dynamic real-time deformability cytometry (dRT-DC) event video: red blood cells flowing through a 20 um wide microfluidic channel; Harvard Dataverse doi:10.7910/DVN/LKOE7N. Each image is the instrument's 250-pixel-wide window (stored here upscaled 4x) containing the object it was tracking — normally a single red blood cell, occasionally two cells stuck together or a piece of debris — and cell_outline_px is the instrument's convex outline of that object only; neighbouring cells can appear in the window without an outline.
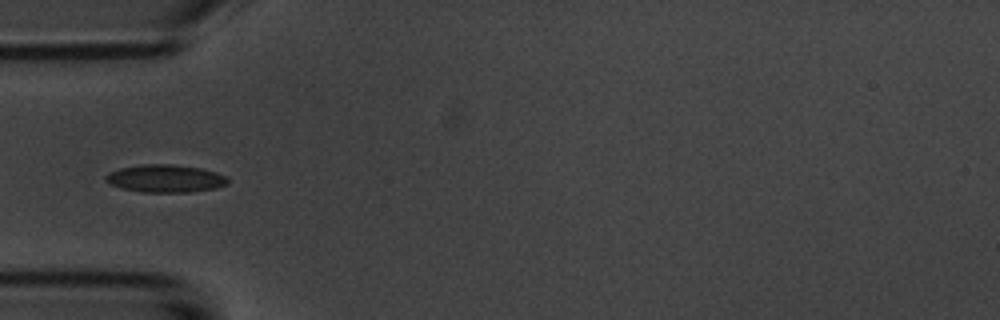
{"species": "common noctule bat (a hibernating species)", "species_latin": "Nyctalus noctula", "temperature_condition": "room temperature", "stored_images_in_passage": 10, "camera_frame_rate_fps": 3000, "um_per_image_px": 0.085, "animal": {"sex": "male", "body_mass_g": 20.1, "forearm_length_mm": 53.5}, "frame": {"image": 1, "passage_image": 6, "time_ms": 5.667, "image_size_px": [1000, 320], "cell_outline_px": [[228, 184], [216, 188], [188, 192], [140, 192], [108, 184], [104, 180], [104, 176], [108, 172], [120, 168], [140, 164], [172, 164], [200, 168], [216, 172], [224, 176], [228, 180]], "centroid_in_image_um": [14.01, 15.17], "position_along_channel_um": 71.0, "area_um2": 19.77}}
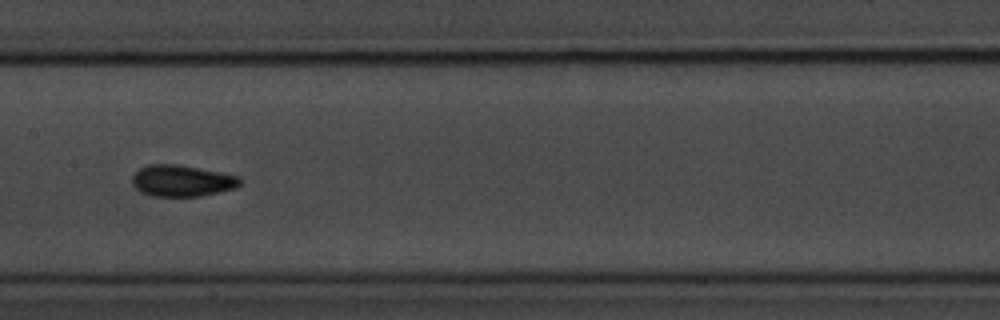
{"frame": {"image": 2, "passage_image": 9, "time_ms": 9.0, "image_size_px": [1000, 320], "cell_outline_px": [[240, 184], [236, 188], [200, 196], [152, 196], [140, 192], [132, 184], [132, 176], [140, 168], [148, 164], [180, 164], [240, 176]], "centroid_in_image_um": [15.45, 15.36], "position_along_channel_um": 191.9, "area_um2": 19.83}}